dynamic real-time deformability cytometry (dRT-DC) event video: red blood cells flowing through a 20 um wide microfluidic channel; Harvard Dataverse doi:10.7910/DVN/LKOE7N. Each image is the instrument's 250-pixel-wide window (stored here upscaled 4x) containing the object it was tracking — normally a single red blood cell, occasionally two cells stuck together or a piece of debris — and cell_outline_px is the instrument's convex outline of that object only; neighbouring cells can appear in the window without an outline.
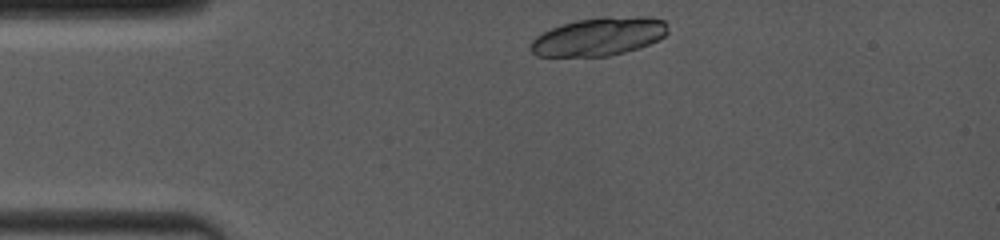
{"species": "common noctule bat (a hibernating species)", "species_latin": "Nyctalus noctula", "temperature_condition": "room temperature", "stored_images_in_passage": 6, "camera_frame_rate_fps": 4000, "um_per_image_px": 0.085, "animal": {"sex": "female", "body_mass_g": 19.0, "forearm_length_mm": 53.3}, "frame": {"image": 1, "passage_image": 1, "time_ms": 0.0, "image_size_px": [1000, 240], "cell_outline_px": [[668, 32], [660, 40], [624, 52], [608, 56], [536, 56], [528, 48], [532, 40], [536, 36], [552, 28], [576, 20], [600, 16], [648, 16], [664, 20], [668, 24]], "centroid_in_image_um": [50.93, 3.09], "position_along_channel_um": 34.1, "area_um2": 30.81}}